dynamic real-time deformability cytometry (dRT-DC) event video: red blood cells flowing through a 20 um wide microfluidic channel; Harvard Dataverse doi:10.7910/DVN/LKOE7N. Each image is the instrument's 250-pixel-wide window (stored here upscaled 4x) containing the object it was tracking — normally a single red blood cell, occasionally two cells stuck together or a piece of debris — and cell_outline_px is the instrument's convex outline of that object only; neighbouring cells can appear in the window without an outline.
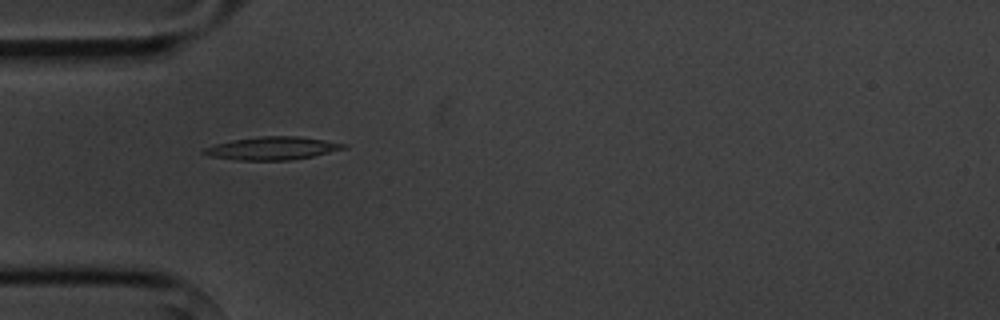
{"species": "common noctule bat (a hibernating species)", "species_latin": "Nyctalus noctula", "temperature_condition": "cold", "stored_images_in_passage": 6, "camera_frame_rate_fps": 3000, "um_per_image_px": 0.085, "animal": {"sex": "male", "body_mass_g": 20.1, "forearm_length_mm": 53.5}, "frame": {"image": 1, "passage_image": 2, "time_ms": 1.0, "image_size_px": [1000, 320], "cell_outline_px": [[348, 148], [312, 156], [288, 160], [236, 160], [208, 156], [200, 152], [204, 148], [216, 144], [232, 140], [260, 136], [300, 136], [348, 144]], "centroid_in_image_um": [23.14, 12.6], "position_along_channel_um": 61.9, "area_um2": 18.73}}
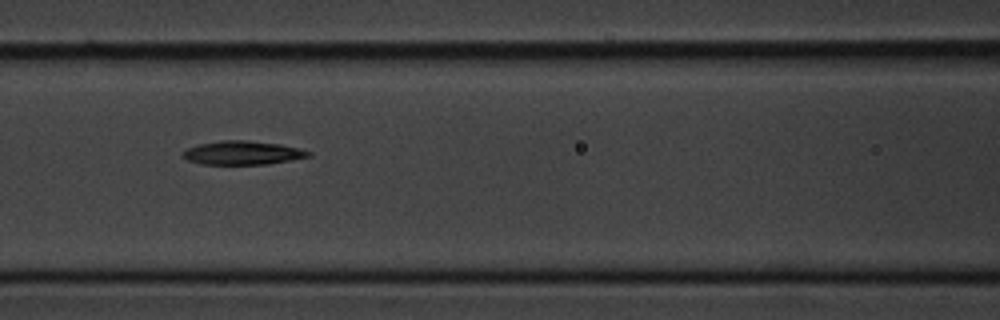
{"frame": {"image": 2, "passage_image": 4, "time_ms": 3.333, "image_size_px": [1000, 320], "cell_outline_px": [[312, 156], [268, 164], [200, 164], [188, 160], [180, 156], [180, 152], [184, 148], [196, 144], [220, 140], [248, 140], [280, 144], [312, 152]], "centroid_in_image_um": [20.52, 12.98], "position_along_channel_um": 146.1, "area_um2": 17.63}}
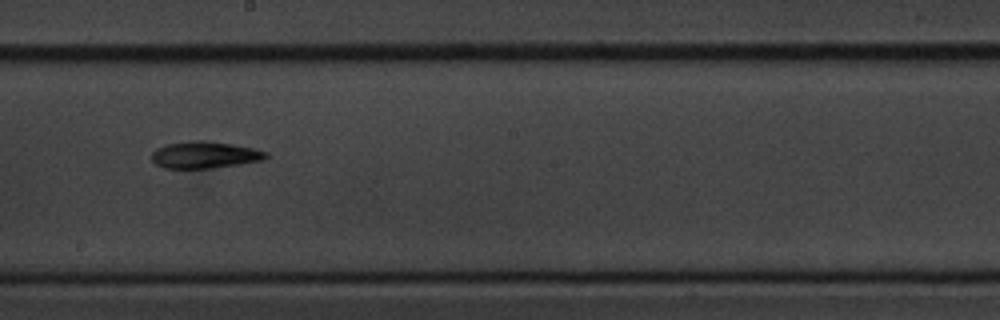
{"frame": {"image": 3, "passage_image": 6, "time_ms": 5.667, "image_size_px": [1000, 320], "cell_outline_px": [[268, 156], [264, 160], [240, 164], [208, 168], [164, 168], [156, 164], [152, 160], [152, 152], [156, 148], [168, 144], [192, 140], [208, 140], [256, 148], [268, 152]], "centroid_in_image_um": [17.43, 13.15], "position_along_channel_um": 230.8, "area_um2": 17.98}}